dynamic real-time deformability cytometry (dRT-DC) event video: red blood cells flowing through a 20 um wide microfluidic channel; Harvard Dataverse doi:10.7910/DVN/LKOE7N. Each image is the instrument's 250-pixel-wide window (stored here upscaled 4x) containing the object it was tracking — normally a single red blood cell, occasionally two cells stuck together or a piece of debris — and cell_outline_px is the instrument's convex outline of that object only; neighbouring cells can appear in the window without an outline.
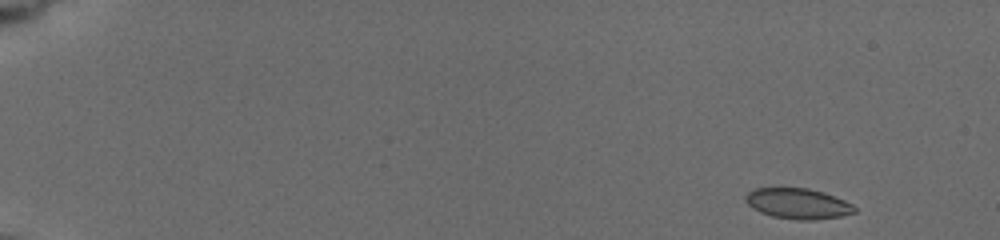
{"species": "common noctule bat (a hibernating species)", "species_latin": "Nyctalus noctula", "temperature_condition": "cold", "stored_images_in_passage": 37, "camera_frame_rate_fps": 3000, "um_per_image_px": 0.085, "animal": {"sex": "female", "body_mass_g": 19.5, "forearm_length_mm": 54.1}, "frame": {"image": 1, "passage_image": 1, "time_ms": 0.0, "image_size_px": [1000, 240], "cell_outline_px": [[856, 212], [840, 216], [816, 220], [796, 220], [772, 216], [760, 212], [752, 208], [744, 200], [744, 196], [752, 188], [808, 188], [824, 192], [844, 200], [852, 204], [856, 208]], "centroid_in_image_um": [67.8, 17.3], "position_along_channel_um": 17.2, "area_um2": 19.54}}
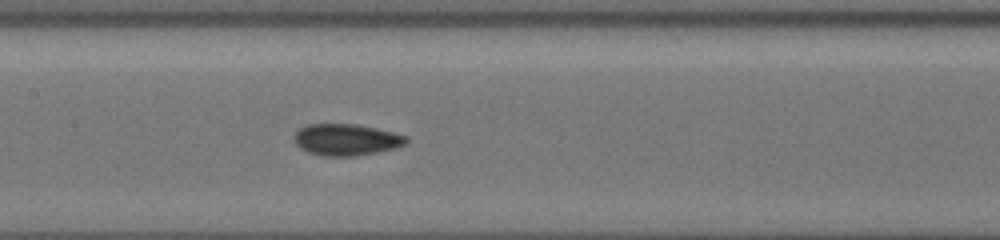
{"frame": {"image": 2, "passage_image": 22, "time_ms": 8.333, "image_size_px": [1000, 240], "cell_outline_px": [[408, 144], [396, 148], [356, 156], [320, 156], [308, 152], [300, 148], [296, 144], [292, 136], [300, 128], [308, 124], [356, 124], [396, 132], [408, 136]], "centroid_in_image_um": [29.46, 11.87], "position_along_channel_um": 177.9, "area_um2": 20.92}}
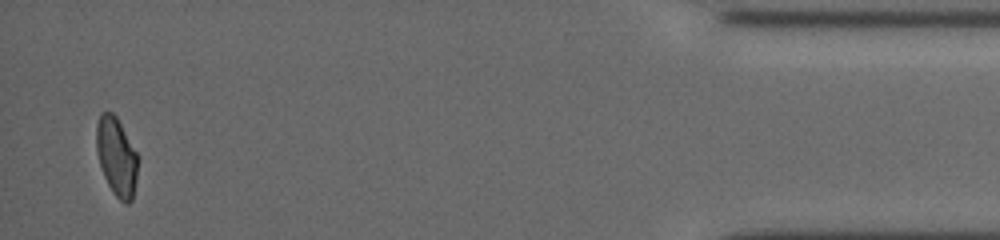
{"frame": {"image": 3, "passage_image": 37, "time_ms": 16.667, "image_size_px": [1000, 240], "cell_outline_px": [[136, 176], [132, 200], [128, 204], [124, 204], [112, 192], [104, 176], [100, 164], [96, 148], [96, 124], [100, 112], [112, 112], [116, 116], [136, 152]], "centroid_in_image_um": [9.87, 13.3], "position_along_channel_um": 425.3, "area_um2": 18.61}, "authors_computed_cell_mechanics": {"area_um2": 19.7676, "velocity_mm_per_s": 3.7645, "shape_relaxation_time_tau1_ms": 8.0694, "shape_relaxation_time_tau2_ms": 2.3873, "deformation_change_tau1": 0.1485, "deformation_change_tau2": 0.0511}}